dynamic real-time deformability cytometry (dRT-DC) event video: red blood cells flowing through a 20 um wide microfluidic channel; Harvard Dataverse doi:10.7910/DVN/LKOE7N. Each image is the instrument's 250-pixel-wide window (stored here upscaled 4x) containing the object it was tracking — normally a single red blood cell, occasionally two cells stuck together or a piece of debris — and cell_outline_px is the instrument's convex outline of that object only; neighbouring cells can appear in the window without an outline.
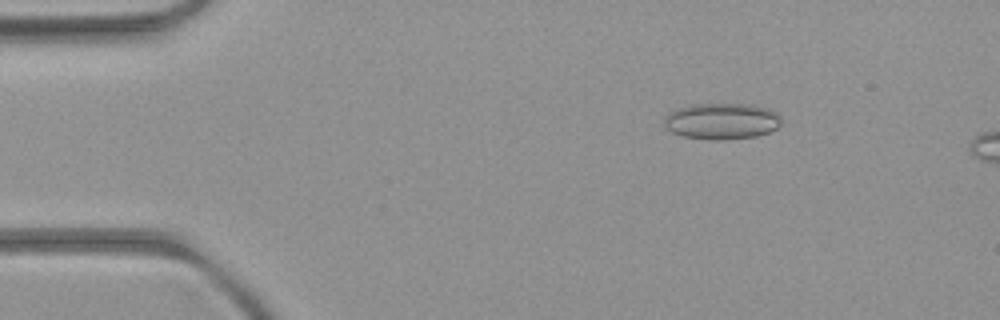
{"species": "common noctule bat (a hibernating species)", "species_latin": "Nyctalus noctula", "temperature_condition": "room temperature", "stored_images_in_passage": 3, "camera_frame_rate_fps": 3000, "um_per_image_px": 0.085, "animal": {"sex": "female", "body_mass_g": 21.9}, "frame": {"image": 1, "passage_image": 1, "time_ms": 0.0, "image_size_px": [1000, 320], "cell_outline_px": [[780, 124], [776, 128], [768, 132], [756, 136], [716, 140], [684, 136], [672, 132], [664, 124], [664, 120], [668, 112], [692, 104], [748, 104], [764, 108], [780, 116]], "centroid_in_image_um": [61.31, 10.29], "position_along_channel_um": 23.7, "area_um2": 24.22}}